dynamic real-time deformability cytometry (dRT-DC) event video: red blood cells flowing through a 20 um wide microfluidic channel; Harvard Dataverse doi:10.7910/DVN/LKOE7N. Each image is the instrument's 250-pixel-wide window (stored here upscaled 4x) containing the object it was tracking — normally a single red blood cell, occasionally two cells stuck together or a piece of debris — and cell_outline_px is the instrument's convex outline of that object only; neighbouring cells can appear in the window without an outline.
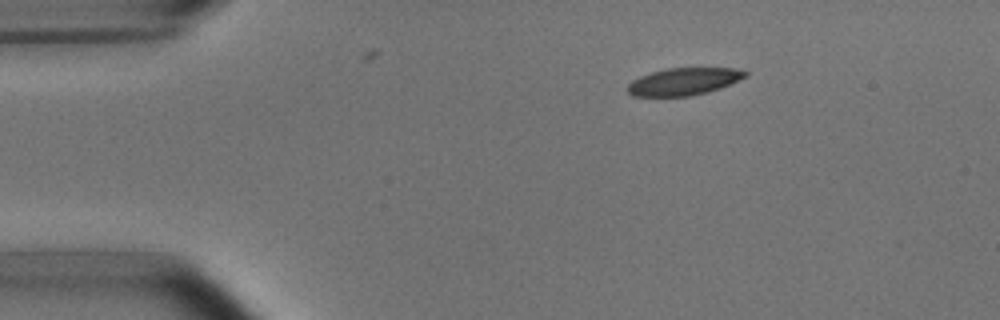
{"species": "common noctule bat (a hibernating species)", "species_latin": "Nyctalus noctula", "temperature_condition": "room temperature", "stored_images_in_passage": 3, "segment_of_instrument_passage": [1, 2], "camera_frame_rate_fps": 3000, "um_per_image_px": 0.085, "animal": {"sex": "male", "body_mass_g": 15.6}, "frame": {"image": 1, "passage_image": 1, "time_ms": 0.0, "image_size_px": [1000, 320], "cell_outline_px": [[748, 76], [720, 88], [708, 92], [688, 96], [632, 96], [628, 92], [628, 84], [632, 80], [640, 76], [652, 72], [668, 68], [732, 68], [748, 72]], "centroid_in_image_um": [58.12, 6.93], "position_along_channel_um": 26.9, "area_um2": 18.61}}